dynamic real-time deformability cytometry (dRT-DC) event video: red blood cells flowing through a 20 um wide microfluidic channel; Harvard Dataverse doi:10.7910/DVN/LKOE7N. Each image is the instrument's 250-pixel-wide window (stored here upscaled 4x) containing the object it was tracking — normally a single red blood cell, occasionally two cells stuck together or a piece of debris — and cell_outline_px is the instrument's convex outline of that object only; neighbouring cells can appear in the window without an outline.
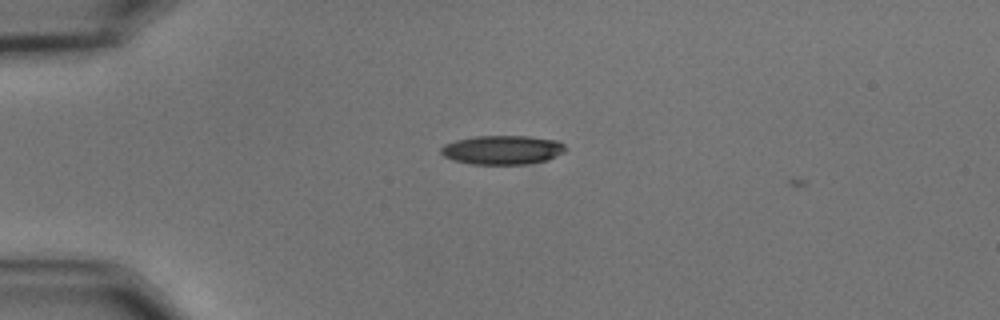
{"species": "common noctule bat (a hibernating species)", "species_latin": "Nyctalus noctula", "temperature_condition": "cold", "stored_images_in_passage": 4, "camera_frame_rate_fps": 3000, "um_per_image_px": 0.085, "animal": {"sex": "male", "body_mass_g": 15.6}, "frame": {"image": 1, "passage_image": 3, "time_ms": 0.667, "image_size_px": [1000, 320], "cell_outline_px": [[568, 148], [564, 152], [548, 160], [528, 164], [472, 164], [452, 160], [444, 156], [440, 152], [440, 148], [444, 144], [456, 140], [476, 136], [528, 136], [560, 140]], "centroid_in_image_um": [42.74, 12.74], "position_along_channel_um": 42.3, "area_um2": 21.33}}